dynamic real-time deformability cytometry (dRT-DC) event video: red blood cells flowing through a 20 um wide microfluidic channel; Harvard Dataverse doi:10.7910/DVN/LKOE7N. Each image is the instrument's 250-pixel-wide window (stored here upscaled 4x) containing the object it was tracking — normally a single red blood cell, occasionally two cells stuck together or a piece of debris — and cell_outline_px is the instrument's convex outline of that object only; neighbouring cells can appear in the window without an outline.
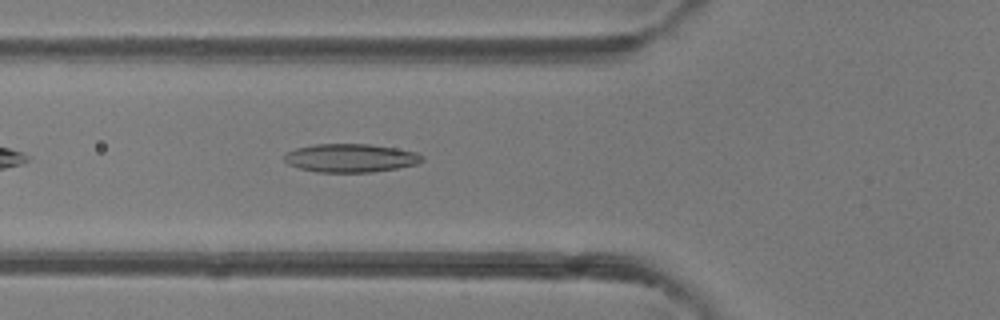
{"species": "common noctule bat (a hibernating species)", "species_latin": "Nyctalus noctula", "temperature_condition": "room temperature", "stored_images_in_passage": 35, "camera_frame_rate_fps": 3000, "um_per_image_px": 0.085, "animal": {"sex": "female"}, "frame": {"image": 1, "passage_image": 4, "time_ms": 1.0, "image_size_px": [1000, 320], "cell_outline_px": [[424, 160], [416, 164], [396, 168], [372, 172], [316, 172], [300, 168], [288, 164], [284, 160], [284, 156], [288, 152], [296, 148], [316, 144], [368, 144], [396, 148], [416, 152], [424, 156]], "centroid_in_image_um": [29.81, 13.43], "position_along_channel_um": 96.0, "area_um2": 22.72}}
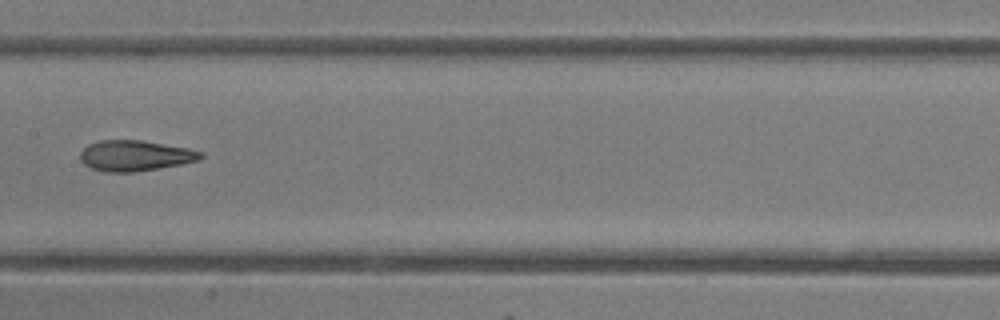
{"frame": {"image": 2, "passage_image": 11, "time_ms": 3.333, "image_size_px": [1000, 320], "cell_outline_px": [[204, 156], [200, 160], [180, 164], [132, 172], [104, 172], [92, 168], [84, 164], [80, 160], [80, 152], [88, 144], [100, 140], [140, 140], [188, 148], [204, 152]], "centroid_in_image_um": [11.48, 13.22], "position_along_channel_um": 195.9, "area_um2": 21.44}}
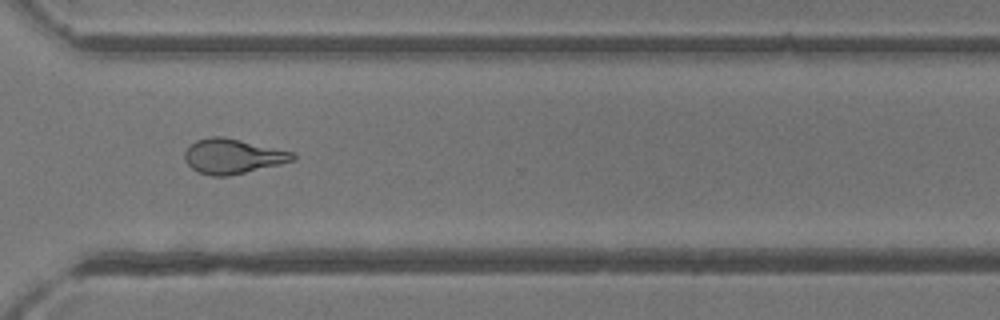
{"frame": {"image": 3, "passage_image": 22, "time_ms": 7.0, "image_size_px": [1000, 320], "cell_outline_px": [[296, 160], [280, 164], [228, 176], [208, 176], [192, 168], [184, 160], [184, 152], [188, 144], [196, 140], [212, 136], [224, 136], [296, 152]], "centroid_in_image_um": [19.78, 13.27], "position_along_channel_um": 350.8, "area_um2": 22.25}, "authors_computed_cell_mechanics": {"area_um2": 21.964, "velocity_mm_per_s": 4.2386, "shape_relaxation_time_tau1_ms": 9.4758, "shape_relaxation_time_tau2_ms": 1.9092, "deformation_change_tau1": 0.2565, "deformation_change_tau2": 0.1021}}